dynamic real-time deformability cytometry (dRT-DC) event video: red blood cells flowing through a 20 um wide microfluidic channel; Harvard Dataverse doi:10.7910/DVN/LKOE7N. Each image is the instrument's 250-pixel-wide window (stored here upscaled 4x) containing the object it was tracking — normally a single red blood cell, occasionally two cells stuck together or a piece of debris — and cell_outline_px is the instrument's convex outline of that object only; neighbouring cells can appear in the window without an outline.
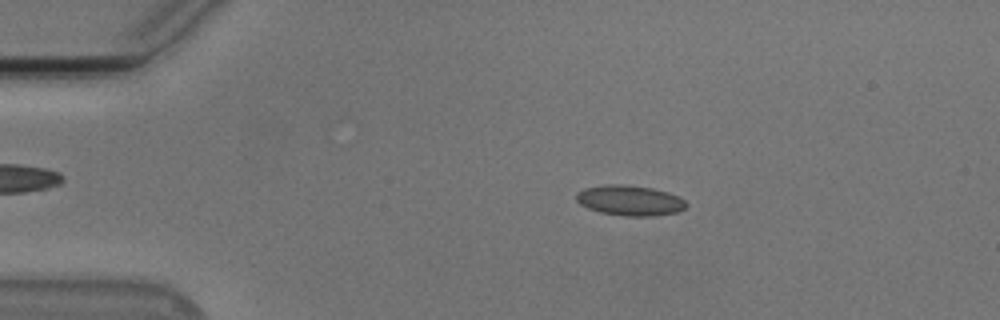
{"species": "Egyptian fruit bat (a non-hibernating species)", "species_latin": "Rousettus aegyptiacus", "temperature_condition": "cold", "stored_images_in_passage": 54, "camera_frame_rate_fps": 3000, "um_per_image_px": 0.085, "animal": {"sex": "male"}, "frame": {"image": 1, "passage_image": 10, "time_ms": 3.0, "image_size_px": [1000, 320], "cell_outline_px": [[688, 204], [684, 208], [676, 212], [652, 216], [624, 216], [600, 212], [588, 208], [580, 204], [576, 200], [576, 192], [584, 188], [604, 184], [620, 184], [652, 188], [668, 192], [680, 196]], "centroid_in_image_um": [53.52, 17.03], "position_along_channel_um": 31.5, "area_um2": 19.48}}
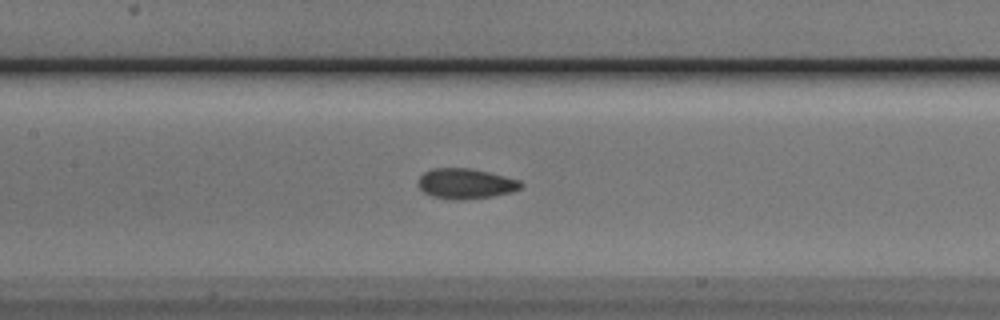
{"frame": {"image": 2, "passage_image": 25, "time_ms": 8.0, "image_size_px": [1000, 320], "cell_outline_px": [[524, 184], [520, 188], [512, 192], [492, 196], [460, 200], [456, 200], [432, 196], [424, 192], [416, 184], [416, 180], [424, 172], [432, 168], [472, 168], [520, 180]], "centroid_in_image_um": [39.55, 15.6], "position_along_channel_um": 167.8, "area_um2": 18.21}}
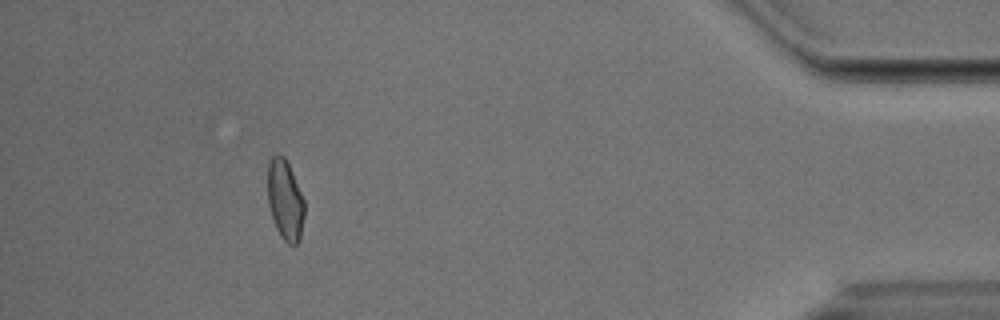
{"frame": {"image": 3, "passage_image": 49, "time_ms": 16.0, "image_size_px": [1000, 320], "cell_outline_px": [[304, 216], [300, 240], [296, 244], [288, 244], [280, 236], [276, 228], [268, 204], [268, 160], [276, 152], [280, 152], [284, 156], [288, 164], [304, 200]], "centroid_in_image_um": [24.22, 16.98], "position_along_channel_um": 411.0, "area_um2": 17.22}, "authors_computed_cell_mechanics": {"area_um2": 17.9758, "velocity_mm_per_s": 3.767, "shape_relaxation_time_tau1_ms": 5.3552, "shape_relaxation_time_tau2_ms": 2.7497, "deformation_change_tau1": 0.0997, "deformation_change_tau2": 0.0595}}